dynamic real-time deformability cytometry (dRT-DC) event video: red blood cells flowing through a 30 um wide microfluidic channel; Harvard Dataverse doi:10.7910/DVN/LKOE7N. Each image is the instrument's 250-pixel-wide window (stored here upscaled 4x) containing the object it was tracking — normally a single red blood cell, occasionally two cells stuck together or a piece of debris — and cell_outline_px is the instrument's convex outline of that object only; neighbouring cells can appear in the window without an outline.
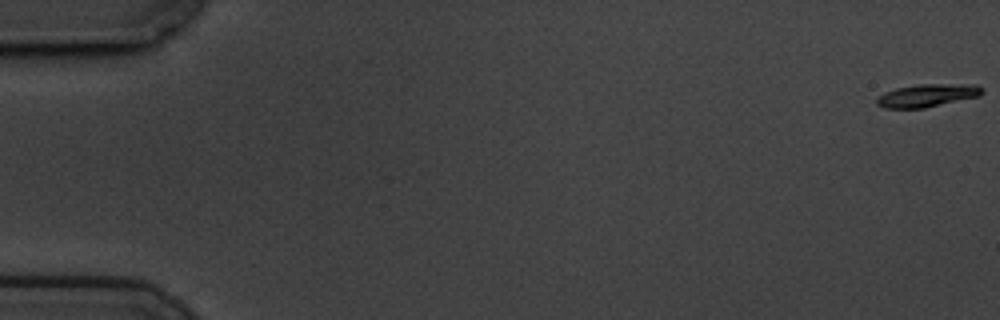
{"species": "common noctule bat (a hibernating species)", "species_latin": "Nyctalus noctula", "temperature_condition": "cold", "stored_images_in_passage": 60, "camera_frame_rate_fps": 3000, "um_per_image_px": 0.085, "animal": {"sex": "male", "body_mass_g": 19.5, "forearm_length_mm": 54.6}, "frame": {"image": 1, "passage_image": 1, "time_ms": 0.0, "image_size_px": [1000, 320], "cell_outline_px": [[984, 92], [980, 96], [924, 108], [884, 108], [876, 104], [876, 100], [884, 92], [896, 88], [920, 84], [976, 84], [984, 88]], "centroid_in_image_um": [78.86, 8.11], "position_along_channel_um": 6.1, "area_um2": 14.1}}
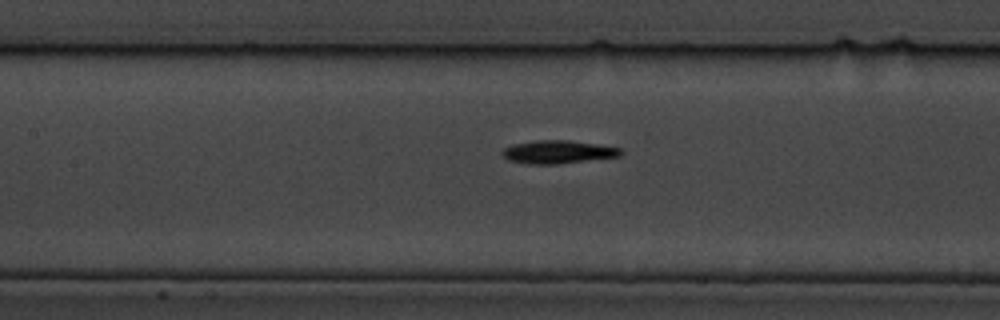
{"frame": {"image": 2, "passage_image": 28, "time_ms": 9.0, "image_size_px": [1000, 320], "cell_outline_px": [[624, 152], [620, 156], [560, 164], [528, 164], [508, 160], [500, 152], [504, 148], [512, 144], [536, 140], [568, 140], [596, 144], [620, 148]], "centroid_in_image_um": [47.41, 12.92], "position_along_channel_um": 160.0, "area_um2": 16.01}}
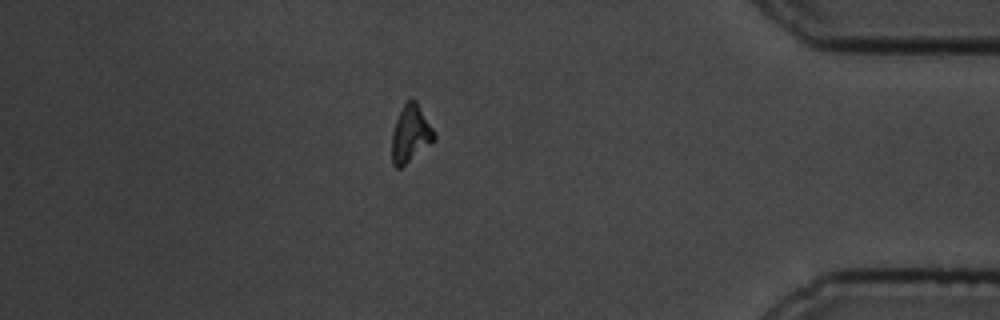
{"frame": {"image": 3, "passage_image": 52, "time_ms": 17.0, "image_size_px": [1000, 320], "cell_outline_px": [[436, 140], [432, 144], [400, 168], [396, 168], [392, 164], [392, 132], [396, 120], [404, 104], [408, 100], [416, 100], [432, 128], [436, 136]], "centroid_in_image_um": [34.9, 11.41], "position_along_channel_um": 400.3, "area_um2": 13.99}}